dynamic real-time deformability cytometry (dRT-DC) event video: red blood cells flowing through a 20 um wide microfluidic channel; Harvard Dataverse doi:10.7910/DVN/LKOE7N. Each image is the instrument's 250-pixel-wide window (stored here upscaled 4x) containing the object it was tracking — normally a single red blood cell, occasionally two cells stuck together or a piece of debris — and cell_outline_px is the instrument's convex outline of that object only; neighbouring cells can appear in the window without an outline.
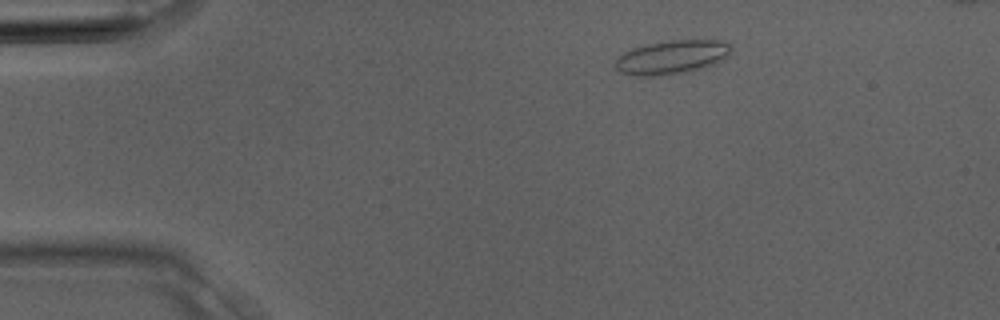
{"species": "Egyptian fruit bat (a non-hibernating species)", "species_latin": "Rousettus aegyptiacus", "temperature_condition": "room temperature", "stored_images_in_passage": 3, "camera_frame_rate_fps": 3000, "um_per_image_px": 0.085, "animal": {"sex": "male"}, "frame": {"image": 1, "passage_image": 1, "time_ms": 0.0, "image_size_px": [1000, 320], "cell_outline_px": [[732, 48], [724, 56], [712, 64], [704, 68], [692, 72], [660, 76], [640, 76], [620, 72], [616, 68], [616, 60], [624, 52], [632, 48], [648, 44], [672, 40], [720, 40], [728, 44]], "centroid_in_image_um": [57.07, 4.87], "position_along_channel_um": 27.9, "area_um2": 22.54}}